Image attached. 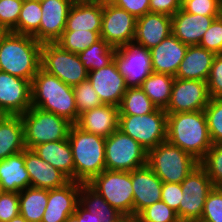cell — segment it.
<instances>
[{"instance_id":"2e32d148","label":"cell","mask_w":222,"mask_h":222,"mask_svg":"<svg viewBox=\"0 0 222 222\" xmlns=\"http://www.w3.org/2000/svg\"><path fill=\"white\" fill-rule=\"evenodd\" d=\"M0 106L11 116H21L31 106V82L0 71Z\"/></svg>"},{"instance_id":"680465c9","label":"cell","mask_w":222,"mask_h":222,"mask_svg":"<svg viewBox=\"0 0 222 222\" xmlns=\"http://www.w3.org/2000/svg\"><path fill=\"white\" fill-rule=\"evenodd\" d=\"M190 222H209L203 218H199V219H194V220H191Z\"/></svg>"},{"instance_id":"ffe728a7","label":"cell","mask_w":222,"mask_h":222,"mask_svg":"<svg viewBox=\"0 0 222 222\" xmlns=\"http://www.w3.org/2000/svg\"><path fill=\"white\" fill-rule=\"evenodd\" d=\"M24 164L31 187L50 190L63 187L71 181L60 170L41 159L33 149H24Z\"/></svg>"},{"instance_id":"6f0895ef","label":"cell","mask_w":222,"mask_h":222,"mask_svg":"<svg viewBox=\"0 0 222 222\" xmlns=\"http://www.w3.org/2000/svg\"><path fill=\"white\" fill-rule=\"evenodd\" d=\"M65 222H79V221L78 218L74 214H72L66 219Z\"/></svg>"},{"instance_id":"1f68e13d","label":"cell","mask_w":222,"mask_h":222,"mask_svg":"<svg viewBox=\"0 0 222 222\" xmlns=\"http://www.w3.org/2000/svg\"><path fill=\"white\" fill-rule=\"evenodd\" d=\"M175 77L152 72L141 84V89L158 109L166 110Z\"/></svg>"},{"instance_id":"74e56055","label":"cell","mask_w":222,"mask_h":222,"mask_svg":"<svg viewBox=\"0 0 222 222\" xmlns=\"http://www.w3.org/2000/svg\"><path fill=\"white\" fill-rule=\"evenodd\" d=\"M73 90L79 115L87 110L103 105L99 95L96 93L88 79L73 86Z\"/></svg>"},{"instance_id":"f5cc1de1","label":"cell","mask_w":222,"mask_h":222,"mask_svg":"<svg viewBox=\"0 0 222 222\" xmlns=\"http://www.w3.org/2000/svg\"><path fill=\"white\" fill-rule=\"evenodd\" d=\"M119 222H146L139 214L122 215Z\"/></svg>"},{"instance_id":"f546056e","label":"cell","mask_w":222,"mask_h":222,"mask_svg":"<svg viewBox=\"0 0 222 222\" xmlns=\"http://www.w3.org/2000/svg\"><path fill=\"white\" fill-rule=\"evenodd\" d=\"M79 204L91 214L100 217L101 222H119L123 215L88 183H80Z\"/></svg>"},{"instance_id":"f907efd6","label":"cell","mask_w":222,"mask_h":222,"mask_svg":"<svg viewBox=\"0 0 222 222\" xmlns=\"http://www.w3.org/2000/svg\"><path fill=\"white\" fill-rule=\"evenodd\" d=\"M74 215L78 218L79 222H101L100 217L96 216L95 214H91L80 204L77 205Z\"/></svg>"},{"instance_id":"e0dca14e","label":"cell","mask_w":222,"mask_h":222,"mask_svg":"<svg viewBox=\"0 0 222 222\" xmlns=\"http://www.w3.org/2000/svg\"><path fill=\"white\" fill-rule=\"evenodd\" d=\"M79 194L80 183L76 181L48 190V202L41 222H65L76 211Z\"/></svg>"},{"instance_id":"277c9868","label":"cell","mask_w":222,"mask_h":222,"mask_svg":"<svg viewBox=\"0 0 222 222\" xmlns=\"http://www.w3.org/2000/svg\"><path fill=\"white\" fill-rule=\"evenodd\" d=\"M74 162V181L89 183L106 170L105 139L72 124L68 134Z\"/></svg>"},{"instance_id":"7402d4cb","label":"cell","mask_w":222,"mask_h":222,"mask_svg":"<svg viewBox=\"0 0 222 222\" xmlns=\"http://www.w3.org/2000/svg\"><path fill=\"white\" fill-rule=\"evenodd\" d=\"M217 17L187 13L181 8L171 17L172 34L187 46L199 45L204 33Z\"/></svg>"},{"instance_id":"7a4b0ae2","label":"cell","mask_w":222,"mask_h":222,"mask_svg":"<svg viewBox=\"0 0 222 222\" xmlns=\"http://www.w3.org/2000/svg\"><path fill=\"white\" fill-rule=\"evenodd\" d=\"M32 107L52 112L76 124L79 114L73 87L40 68L31 81Z\"/></svg>"},{"instance_id":"4316f807","label":"cell","mask_w":222,"mask_h":222,"mask_svg":"<svg viewBox=\"0 0 222 222\" xmlns=\"http://www.w3.org/2000/svg\"><path fill=\"white\" fill-rule=\"evenodd\" d=\"M33 150L41 159L74 181V162L68 139L39 144Z\"/></svg>"},{"instance_id":"9c48e42d","label":"cell","mask_w":222,"mask_h":222,"mask_svg":"<svg viewBox=\"0 0 222 222\" xmlns=\"http://www.w3.org/2000/svg\"><path fill=\"white\" fill-rule=\"evenodd\" d=\"M41 68L72 87L88 79L89 72L78 54L64 50L56 43L42 44Z\"/></svg>"},{"instance_id":"b9f144b4","label":"cell","mask_w":222,"mask_h":222,"mask_svg":"<svg viewBox=\"0 0 222 222\" xmlns=\"http://www.w3.org/2000/svg\"><path fill=\"white\" fill-rule=\"evenodd\" d=\"M199 46L216 55L222 54V17L219 16L213 20L210 27L204 33Z\"/></svg>"},{"instance_id":"11a10c76","label":"cell","mask_w":222,"mask_h":222,"mask_svg":"<svg viewBox=\"0 0 222 222\" xmlns=\"http://www.w3.org/2000/svg\"><path fill=\"white\" fill-rule=\"evenodd\" d=\"M9 222H28L22 215L12 218Z\"/></svg>"},{"instance_id":"9a60e30c","label":"cell","mask_w":222,"mask_h":222,"mask_svg":"<svg viewBox=\"0 0 222 222\" xmlns=\"http://www.w3.org/2000/svg\"><path fill=\"white\" fill-rule=\"evenodd\" d=\"M88 80L103 104L119 107L127 90L125 78L118 70L115 60L101 69L88 73Z\"/></svg>"},{"instance_id":"d6a6232c","label":"cell","mask_w":222,"mask_h":222,"mask_svg":"<svg viewBox=\"0 0 222 222\" xmlns=\"http://www.w3.org/2000/svg\"><path fill=\"white\" fill-rule=\"evenodd\" d=\"M116 48L111 47L104 39H100L96 43L84 51L78 53L80 61L88 72L101 69L114 60Z\"/></svg>"},{"instance_id":"681fc988","label":"cell","mask_w":222,"mask_h":222,"mask_svg":"<svg viewBox=\"0 0 222 222\" xmlns=\"http://www.w3.org/2000/svg\"><path fill=\"white\" fill-rule=\"evenodd\" d=\"M149 8L151 13H162L172 17L182 8V0H150Z\"/></svg>"},{"instance_id":"6da1fadb","label":"cell","mask_w":222,"mask_h":222,"mask_svg":"<svg viewBox=\"0 0 222 222\" xmlns=\"http://www.w3.org/2000/svg\"><path fill=\"white\" fill-rule=\"evenodd\" d=\"M166 140L200 162L212 146L204 110L167 113Z\"/></svg>"},{"instance_id":"c3c4849f","label":"cell","mask_w":222,"mask_h":222,"mask_svg":"<svg viewBox=\"0 0 222 222\" xmlns=\"http://www.w3.org/2000/svg\"><path fill=\"white\" fill-rule=\"evenodd\" d=\"M111 4L132 14L136 19L150 12V0H108Z\"/></svg>"},{"instance_id":"3957f363","label":"cell","mask_w":222,"mask_h":222,"mask_svg":"<svg viewBox=\"0 0 222 222\" xmlns=\"http://www.w3.org/2000/svg\"><path fill=\"white\" fill-rule=\"evenodd\" d=\"M41 47L33 36L9 31L0 44V71L31 82L41 68Z\"/></svg>"},{"instance_id":"d4e9b609","label":"cell","mask_w":222,"mask_h":222,"mask_svg":"<svg viewBox=\"0 0 222 222\" xmlns=\"http://www.w3.org/2000/svg\"><path fill=\"white\" fill-rule=\"evenodd\" d=\"M215 56L199 45L188 46L175 78L207 81Z\"/></svg>"},{"instance_id":"d6986e66","label":"cell","mask_w":222,"mask_h":222,"mask_svg":"<svg viewBox=\"0 0 222 222\" xmlns=\"http://www.w3.org/2000/svg\"><path fill=\"white\" fill-rule=\"evenodd\" d=\"M40 4L39 42L55 43L65 30L71 3L69 0H44Z\"/></svg>"},{"instance_id":"836d02e7","label":"cell","mask_w":222,"mask_h":222,"mask_svg":"<svg viewBox=\"0 0 222 222\" xmlns=\"http://www.w3.org/2000/svg\"><path fill=\"white\" fill-rule=\"evenodd\" d=\"M42 9L40 2L24 0L13 33L33 36L39 42Z\"/></svg>"},{"instance_id":"9f6ffc18","label":"cell","mask_w":222,"mask_h":222,"mask_svg":"<svg viewBox=\"0 0 222 222\" xmlns=\"http://www.w3.org/2000/svg\"><path fill=\"white\" fill-rule=\"evenodd\" d=\"M8 32L9 31L6 28L0 26V44H1L2 39L6 36Z\"/></svg>"},{"instance_id":"5b68a950","label":"cell","mask_w":222,"mask_h":222,"mask_svg":"<svg viewBox=\"0 0 222 222\" xmlns=\"http://www.w3.org/2000/svg\"><path fill=\"white\" fill-rule=\"evenodd\" d=\"M147 165L162 182L181 183L199 161L166 140L147 152Z\"/></svg>"},{"instance_id":"f6af8a7d","label":"cell","mask_w":222,"mask_h":222,"mask_svg":"<svg viewBox=\"0 0 222 222\" xmlns=\"http://www.w3.org/2000/svg\"><path fill=\"white\" fill-rule=\"evenodd\" d=\"M206 82L210 98H222V54L215 56Z\"/></svg>"},{"instance_id":"44dd1931","label":"cell","mask_w":222,"mask_h":222,"mask_svg":"<svg viewBox=\"0 0 222 222\" xmlns=\"http://www.w3.org/2000/svg\"><path fill=\"white\" fill-rule=\"evenodd\" d=\"M171 34V16L149 12L137 19L133 43L150 50Z\"/></svg>"},{"instance_id":"94428289","label":"cell","mask_w":222,"mask_h":222,"mask_svg":"<svg viewBox=\"0 0 222 222\" xmlns=\"http://www.w3.org/2000/svg\"><path fill=\"white\" fill-rule=\"evenodd\" d=\"M31 1L42 2V1H44V0H31Z\"/></svg>"},{"instance_id":"e575fe53","label":"cell","mask_w":222,"mask_h":222,"mask_svg":"<svg viewBox=\"0 0 222 222\" xmlns=\"http://www.w3.org/2000/svg\"><path fill=\"white\" fill-rule=\"evenodd\" d=\"M157 107L140 87L127 88L119 105V115H144Z\"/></svg>"},{"instance_id":"8fae6325","label":"cell","mask_w":222,"mask_h":222,"mask_svg":"<svg viewBox=\"0 0 222 222\" xmlns=\"http://www.w3.org/2000/svg\"><path fill=\"white\" fill-rule=\"evenodd\" d=\"M215 186L205 169L199 164L181 182L183 196L179 205V219L190 222L202 216L204 204Z\"/></svg>"},{"instance_id":"cb8c5ba5","label":"cell","mask_w":222,"mask_h":222,"mask_svg":"<svg viewBox=\"0 0 222 222\" xmlns=\"http://www.w3.org/2000/svg\"><path fill=\"white\" fill-rule=\"evenodd\" d=\"M119 107L103 104L80 114L76 125L82 130L104 138L118 129Z\"/></svg>"},{"instance_id":"d590c367","label":"cell","mask_w":222,"mask_h":222,"mask_svg":"<svg viewBox=\"0 0 222 222\" xmlns=\"http://www.w3.org/2000/svg\"><path fill=\"white\" fill-rule=\"evenodd\" d=\"M101 31H63L55 42L62 49L72 53H80L101 39Z\"/></svg>"},{"instance_id":"91938a15","label":"cell","mask_w":222,"mask_h":222,"mask_svg":"<svg viewBox=\"0 0 222 222\" xmlns=\"http://www.w3.org/2000/svg\"><path fill=\"white\" fill-rule=\"evenodd\" d=\"M216 188L222 193V184L221 185H218L216 186Z\"/></svg>"},{"instance_id":"f35d334b","label":"cell","mask_w":222,"mask_h":222,"mask_svg":"<svg viewBox=\"0 0 222 222\" xmlns=\"http://www.w3.org/2000/svg\"><path fill=\"white\" fill-rule=\"evenodd\" d=\"M199 164L216 187L222 184V143L212 144Z\"/></svg>"},{"instance_id":"816d5d0a","label":"cell","mask_w":222,"mask_h":222,"mask_svg":"<svg viewBox=\"0 0 222 222\" xmlns=\"http://www.w3.org/2000/svg\"><path fill=\"white\" fill-rule=\"evenodd\" d=\"M71 5H100L108 0H69Z\"/></svg>"},{"instance_id":"52a82bcc","label":"cell","mask_w":222,"mask_h":222,"mask_svg":"<svg viewBox=\"0 0 222 222\" xmlns=\"http://www.w3.org/2000/svg\"><path fill=\"white\" fill-rule=\"evenodd\" d=\"M118 129L148 152L167 139V112L157 108L150 114L119 115Z\"/></svg>"},{"instance_id":"30bf717a","label":"cell","mask_w":222,"mask_h":222,"mask_svg":"<svg viewBox=\"0 0 222 222\" xmlns=\"http://www.w3.org/2000/svg\"><path fill=\"white\" fill-rule=\"evenodd\" d=\"M88 184L120 213L133 214L131 171L104 170Z\"/></svg>"},{"instance_id":"5bb4252c","label":"cell","mask_w":222,"mask_h":222,"mask_svg":"<svg viewBox=\"0 0 222 222\" xmlns=\"http://www.w3.org/2000/svg\"><path fill=\"white\" fill-rule=\"evenodd\" d=\"M209 100L206 81L175 78L165 111L167 113L202 111Z\"/></svg>"},{"instance_id":"603a6c76","label":"cell","mask_w":222,"mask_h":222,"mask_svg":"<svg viewBox=\"0 0 222 222\" xmlns=\"http://www.w3.org/2000/svg\"><path fill=\"white\" fill-rule=\"evenodd\" d=\"M187 49L188 46L173 34L165 38L150 49L153 72L175 77Z\"/></svg>"},{"instance_id":"8d00e7d4","label":"cell","mask_w":222,"mask_h":222,"mask_svg":"<svg viewBox=\"0 0 222 222\" xmlns=\"http://www.w3.org/2000/svg\"><path fill=\"white\" fill-rule=\"evenodd\" d=\"M204 113L212 144L222 143V98H210Z\"/></svg>"},{"instance_id":"484cf974","label":"cell","mask_w":222,"mask_h":222,"mask_svg":"<svg viewBox=\"0 0 222 222\" xmlns=\"http://www.w3.org/2000/svg\"><path fill=\"white\" fill-rule=\"evenodd\" d=\"M0 186L2 192L14 193L30 187V177L24 164V151L0 160Z\"/></svg>"},{"instance_id":"ee69618b","label":"cell","mask_w":222,"mask_h":222,"mask_svg":"<svg viewBox=\"0 0 222 222\" xmlns=\"http://www.w3.org/2000/svg\"><path fill=\"white\" fill-rule=\"evenodd\" d=\"M201 218L209 222H222V193L216 187L206 198Z\"/></svg>"},{"instance_id":"ab89813d","label":"cell","mask_w":222,"mask_h":222,"mask_svg":"<svg viewBox=\"0 0 222 222\" xmlns=\"http://www.w3.org/2000/svg\"><path fill=\"white\" fill-rule=\"evenodd\" d=\"M139 215L146 222H181L177 212L162 200L146 207Z\"/></svg>"},{"instance_id":"ac0fdd59","label":"cell","mask_w":222,"mask_h":222,"mask_svg":"<svg viewBox=\"0 0 222 222\" xmlns=\"http://www.w3.org/2000/svg\"><path fill=\"white\" fill-rule=\"evenodd\" d=\"M133 189V214L161 201L162 180L148 166L131 171Z\"/></svg>"},{"instance_id":"7dc6e473","label":"cell","mask_w":222,"mask_h":222,"mask_svg":"<svg viewBox=\"0 0 222 222\" xmlns=\"http://www.w3.org/2000/svg\"><path fill=\"white\" fill-rule=\"evenodd\" d=\"M183 196L181 183L163 182L161 200L177 212L179 217V205Z\"/></svg>"},{"instance_id":"4fadbf2b","label":"cell","mask_w":222,"mask_h":222,"mask_svg":"<svg viewBox=\"0 0 222 222\" xmlns=\"http://www.w3.org/2000/svg\"><path fill=\"white\" fill-rule=\"evenodd\" d=\"M114 60L127 88L141 87L153 72L150 50L134 43L117 48Z\"/></svg>"},{"instance_id":"60d3db41","label":"cell","mask_w":222,"mask_h":222,"mask_svg":"<svg viewBox=\"0 0 222 222\" xmlns=\"http://www.w3.org/2000/svg\"><path fill=\"white\" fill-rule=\"evenodd\" d=\"M23 1L24 0H0V26L11 32L17 27Z\"/></svg>"},{"instance_id":"ba28073f","label":"cell","mask_w":222,"mask_h":222,"mask_svg":"<svg viewBox=\"0 0 222 222\" xmlns=\"http://www.w3.org/2000/svg\"><path fill=\"white\" fill-rule=\"evenodd\" d=\"M106 170L132 171L147 165V151L117 129L105 139Z\"/></svg>"},{"instance_id":"7c38bea8","label":"cell","mask_w":222,"mask_h":222,"mask_svg":"<svg viewBox=\"0 0 222 222\" xmlns=\"http://www.w3.org/2000/svg\"><path fill=\"white\" fill-rule=\"evenodd\" d=\"M136 22L132 14L106 1L103 4L100 36L116 49L128 45L134 41Z\"/></svg>"},{"instance_id":"83f0119b","label":"cell","mask_w":222,"mask_h":222,"mask_svg":"<svg viewBox=\"0 0 222 222\" xmlns=\"http://www.w3.org/2000/svg\"><path fill=\"white\" fill-rule=\"evenodd\" d=\"M103 4L71 5L64 31H101Z\"/></svg>"},{"instance_id":"8992f818","label":"cell","mask_w":222,"mask_h":222,"mask_svg":"<svg viewBox=\"0 0 222 222\" xmlns=\"http://www.w3.org/2000/svg\"><path fill=\"white\" fill-rule=\"evenodd\" d=\"M24 128V141L28 149L51 141L68 138L72 123L56 114L38 107H30L21 115Z\"/></svg>"},{"instance_id":"4dcf8cb0","label":"cell","mask_w":222,"mask_h":222,"mask_svg":"<svg viewBox=\"0 0 222 222\" xmlns=\"http://www.w3.org/2000/svg\"><path fill=\"white\" fill-rule=\"evenodd\" d=\"M48 202V189L27 187L19 192V211L28 222H41Z\"/></svg>"},{"instance_id":"f1b7e54d","label":"cell","mask_w":222,"mask_h":222,"mask_svg":"<svg viewBox=\"0 0 222 222\" xmlns=\"http://www.w3.org/2000/svg\"><path fill=\"white\" fill-rule=\"evenodd\" d=\"M25 148L21 116H9L0 124V160L22 152Z\"/></svg>"},{"instance_id":"bcb514c9","label":"cell","mask_w":222,"mask_h":222,"mask_svg":"<svg viewBox=\"0 0 222 222\" xmlns=\"http://www.w3.org/2000/svg\"><path fill=\"white\" fill-rule=\"evenodd\" d=\"M19 214V193L2 192L0 194V222H9Z\"/></svg>"},{"instance_id":"7bdbcfd3","label":"cell","mask_w":222,"mask_h":222,"mask_svg":"<svg viewBox=\"0 0 222 222\" xmlns=\"http://www.w3.org/2000/svg\"><path fill=\"white\" fill-rule=\"evenodd\" d=\"M222 0H184L182 9L187 13L220 16Z\"/></svg>"},{"instance_id":"db71d44e","label":"cell","mask_w":222,"mask_h":222,"mask_svg":"<svg viewBox=\"0 0 222 222\" xmlns=\"http://www.w3.org/2000/svg\"><path fill=\"white\" fill-rule=\"evenodd\" d=\"M11 116L2 106H0V124Z\"/></svg>"}]
</instances>
